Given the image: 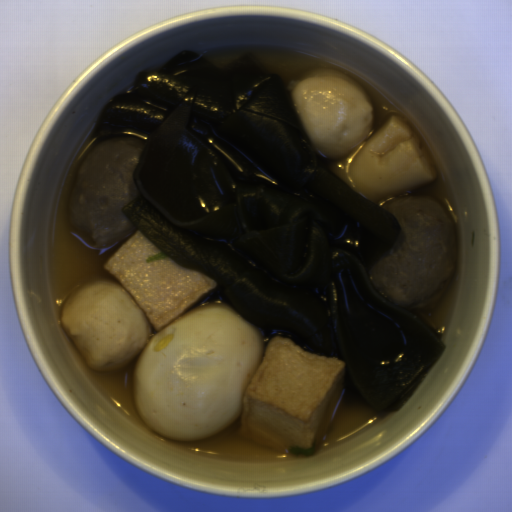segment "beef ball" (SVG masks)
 <instances>
[{
    "instance_id": "1",
    "label": "beef ball",
    "mask_w": 512,
    "mask_h": 512,
    "mask_svg": "<svg viewBox=\"0 0 512 512\" xmlns=\"http://www.w3.org/2000/svg\"><path fill=\"white\" fill-rule=\"evenodd\" d=\"M380 209L398 222L399 234L378 257L365 265L380 296L402 308L417 309L451 288L457 265V233L440 202L428 195H395Z\"/></svg>"
},
{
    "instance_id": "2",
    "label": "beef ball",
    "mask_w": 512,
    "mask_h": 512,
    "mask_svg": "<svg viewBox=\"0 0 512 512\" xmlns=\"http://www.w3.org/2000/svg\"><path fill=\"white\" fill-rule=\"evenodd\" d=\"M144 139L120 135L103 140L87 155L69 194L68 214L97 249L114 246L134 233L122 211L137 197L135 171Z\"/></svg>"
}]
</instances>
